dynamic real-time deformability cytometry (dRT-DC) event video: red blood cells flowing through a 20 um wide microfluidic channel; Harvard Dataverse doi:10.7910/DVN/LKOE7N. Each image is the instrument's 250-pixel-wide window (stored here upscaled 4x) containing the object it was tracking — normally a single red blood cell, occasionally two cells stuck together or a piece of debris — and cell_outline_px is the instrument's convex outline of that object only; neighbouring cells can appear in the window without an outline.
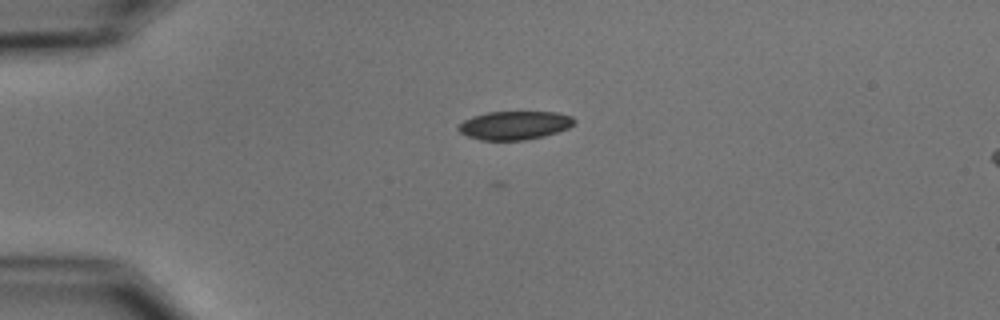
{"species": "common noctule bat (a hibernating species)", "species_latin": "Nyctalus noctula", "temperature_condition": "cold", "stored_images_in_passage": 3, "camera_frame_rate_fps": 3000, "um_per_image_px": 0.085, "animal": {"sex": "male", "body_mass_g": 15.6}, "frame": {"image": 1, "passage_image": 1, "time_ms": 0.0, "image_size_px": [1000, 320], "cell_outline_px": [[576, 120], [568, 128], [544, 136], [524, 140], [480, 140], [468, 136], [460, 132], [456, 128], [464, 120], [472, 116], [488, 112], [556, 112], [572, 116]], "centroid_in_image_um": [43.72, 10.65], "position_along_channel_um": 41.3, "area_um2": 19.19}}